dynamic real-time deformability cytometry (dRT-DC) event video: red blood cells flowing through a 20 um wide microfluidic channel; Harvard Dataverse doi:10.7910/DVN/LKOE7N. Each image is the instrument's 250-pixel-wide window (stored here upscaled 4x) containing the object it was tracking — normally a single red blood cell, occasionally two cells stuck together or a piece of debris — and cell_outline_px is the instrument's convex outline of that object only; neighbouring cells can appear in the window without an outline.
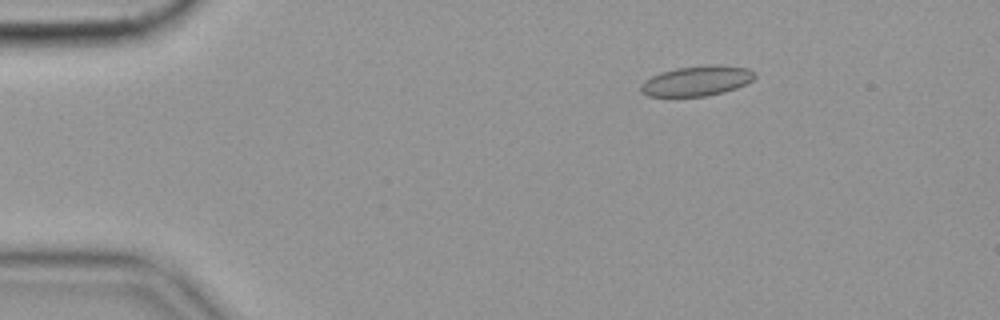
{"species": "common noctule bat (a hibernating species)", "species_latin": "Nyctalus noctula", "temperature_condition": "cold", "stored_images_in_passage": 52, "camera_frame_rate_fps": 3000, "um_per_image_px": 0.085, "animal": {"sex": "female", "body_mass_g": 19.9}, "frame": {"image": 1, "passage_image": 4, "time_ms": 1.0, "image_size_px": [1000, 320], "cell_outline_px": [[756, 76], [752, 80], [736, 88], [724, 92], [708, 96], [648, 96], [640, 88], [640, 84], [644, 80], [652, 76], [676, 68], [712, 64], [716, 64], [748, 68]], "centroid_in_image_um": [59.24, 6.87], "position_along_channel_um": 25.8, "area_um2": 19.77}}
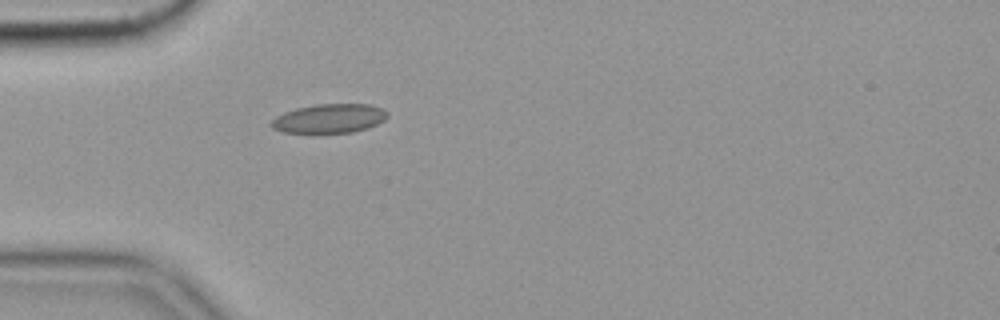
{"frame": {"image": 2, "passage_image": 12, "time_ms": 3.667, "image_size_px": [1000, 320], "cell_outline_px": [[388, 116], [384, 120], [368, 128], [352, 132], [284, 132], [272, 128], [268, 124], [276, 116], [284, 112], [296, 108], [316, 104], [372, 104], [384, 108], [388, 112]], "centroid_in_image_um": [28.01, 10.05], "position_along_channel_um": 57.0, "area_um2": 19.71}}
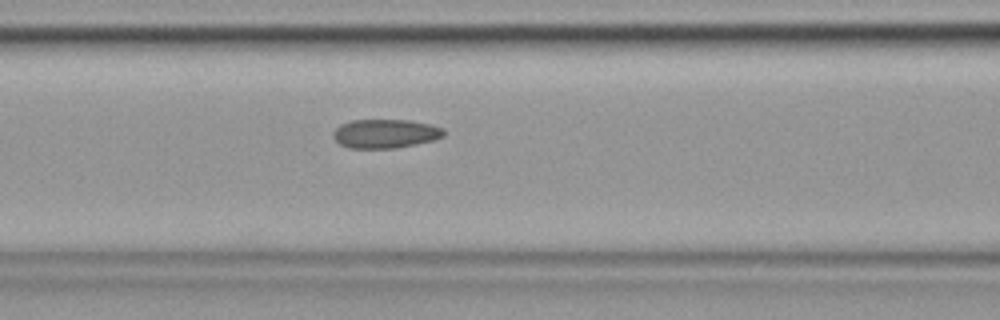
{"frame": {"image": 3, "passage_image": 19, "time_ms": 6.0, "image_size_px": [1000, 320], "cell_outline_px": [[444, 136], [432, 140], [416, 144], [396, 148], [348, 148], [340, 144], [332, 136], [332, 132], [340, 124], [352, 120], [408, 120], [432, 124], [444, 128]], "centroid_in_image_um": [32.74, 11.35], "position_along_channel_um": 133.9, "area_um2": 18.73}, "authors_computed_cell_mechanics": {"area_um2": 19.074, "velocity_mm_per_s": 3.5373, "shape_relaxation_time_tau1_ms": null, "shape_relaxation_time_tau2_ms": 2.1389, "deformation_change_tau1": null, "deformation_change_tau2": 0.0832}}